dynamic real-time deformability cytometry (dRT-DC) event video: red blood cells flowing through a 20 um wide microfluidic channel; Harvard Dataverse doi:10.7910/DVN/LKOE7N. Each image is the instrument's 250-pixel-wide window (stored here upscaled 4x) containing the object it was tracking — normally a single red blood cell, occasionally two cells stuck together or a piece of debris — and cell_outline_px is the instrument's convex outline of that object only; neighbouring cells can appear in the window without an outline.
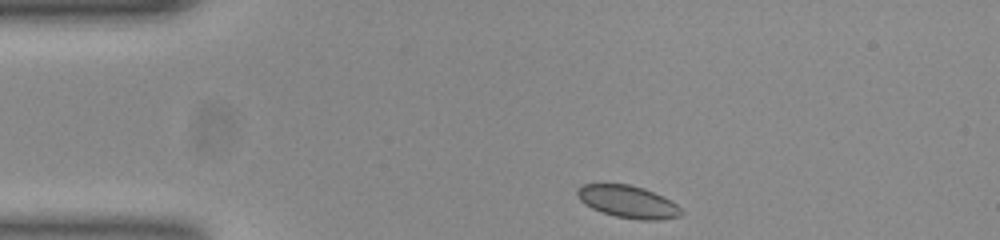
{"species": "common noctule bat (a hibernating species)", "species_latin": "Nyctalus noctula", "temperature_condition": "room temperature", "stored_images_in_passage": 44, "camera_frame_rate_fps": 3000, "um_per_image_px": 0.085, "animal": {"sex": "female", "body_mass_g": 23.0, "forearm_length_mm": 53.4}, "frame": {"image": 1, "passage_image": 1, "time_ms": 0.0, "image_size_px": [1000, 240], "cell_outline_px": [[684, 212], [680, 216], [660, 220], [640, 220], [616, 216], [592, 208], [584, 204], [580, 200], [576, 192], [584, 184], [628, 184], [644, 188], [664, 196], [676, 204]], "centroid_in_image_um": [53.41, 17.15], "position_along_channel_um": 31.6, "area_um2": 19.48}}
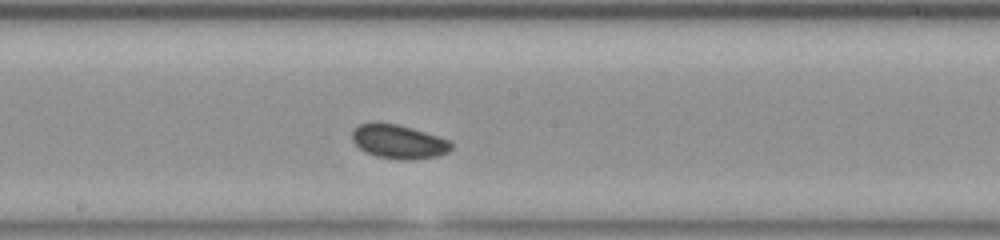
{"frame": {"image": 2, "passage_image": 19, "time_ms": 6.0, "image_size_px": [1000, 240], "cell_outline_px": [[452, 148], [448, 152], [440, 156], [404, 160], [376, 156], [364, 152], [352, 140], [352, 132], [360, 124], [396, 124], [412, 128], [452, 140]], "centroid_in_image_um": [33.94, 12.06], "position_along_channel_um": 214.3, "area_um2": 19.36}}
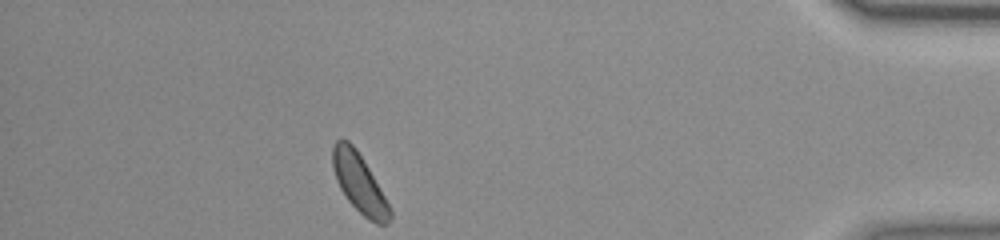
{"frame": {"image": 3, "passage_image": 38, "time_ms": 12.333, "image_size_px": [1000, 240], "cell_outline_px": [[392, 216], [388, 224], [376, 224], [368, 220], [348, 200], [340, 188], [336, 180], [332, 168], [332, 144], [336, 140], [348, 140], [356, 148], [392, 208]], "centroid_in_image_um": [30.54, 15.58], "position_along_channel_um": 404.7, "area_um2": 19.65}, "authors_computed_cell_mechanics": {"area_um2": 19.2763, "velocity_mm_per_s": 3.8174, "shape_relaxation_time_tau1_ms": null, "shape_relaxation_time_tau2_ms": 2.4998, "deformation_change_tau1": null, "deformation_change_tau2": 0.0547}}